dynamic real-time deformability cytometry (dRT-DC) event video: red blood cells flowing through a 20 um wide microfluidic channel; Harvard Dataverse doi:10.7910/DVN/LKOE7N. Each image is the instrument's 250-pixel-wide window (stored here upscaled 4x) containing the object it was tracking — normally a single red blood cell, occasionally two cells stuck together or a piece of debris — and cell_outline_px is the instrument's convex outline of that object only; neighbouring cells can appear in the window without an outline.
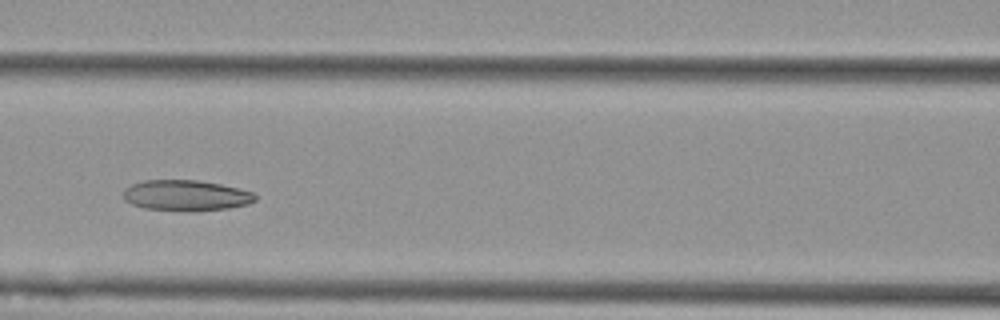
{"species": "Egyptian fruit bat (a non-hibernating species)", "species_latin": "Rousettus aegyptiacus", "temperature_condition": "cold", "stored_images_in_passage": 7, "segment_of_instrument_passage": [1, 2], "camera_frame_rate_fps": 3000, "um_per_image_px": 0.085, "animal": {"sex": "female"}, "frame": {"image": 1, "passage_image": 3, "time_ms": 0.667, "image_size_px": [1000, 320], "cell_outline_px": [[256, 200], [248, 204], [228, 208], [144, 208], [132, 204], [124, 200], [124, 188], [132, 184], [144, 180], [196, 180], [220, 184], [252, 192], [256, 196]], "centroid_in_image_um": [15.78, 16.56], "position_along_channel_um": 150.8, "area_um2": 22.43}}
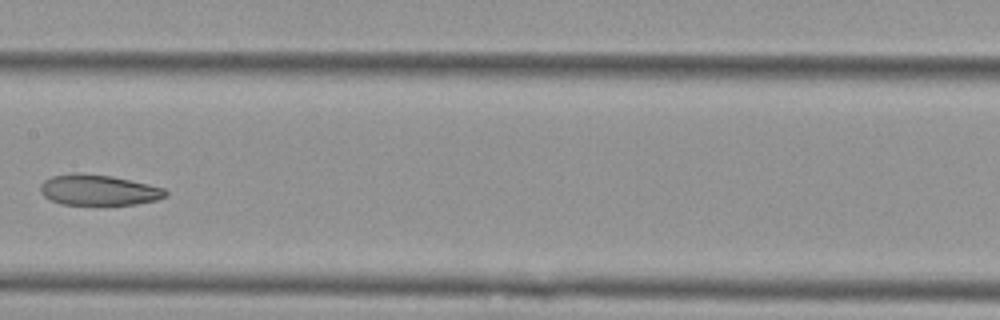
{"frame": {"image": 2, "passage_image": 4, "time_ms": 1.0, "image_size_px": [1000, 320], "cell_outline_px": [[168, 196], [156, 200], [136, 204], [60, 204], [44, 196], [40, 192], [40, 184], [44, 180], [52, 176], [76, 172], [112, 176], [148, 184], [164, 188], [168, 192]], "centroid_in_image_um": [8.37, 16.14], "position_along_channel_um": 199.0, "area_um2": 22.31}}
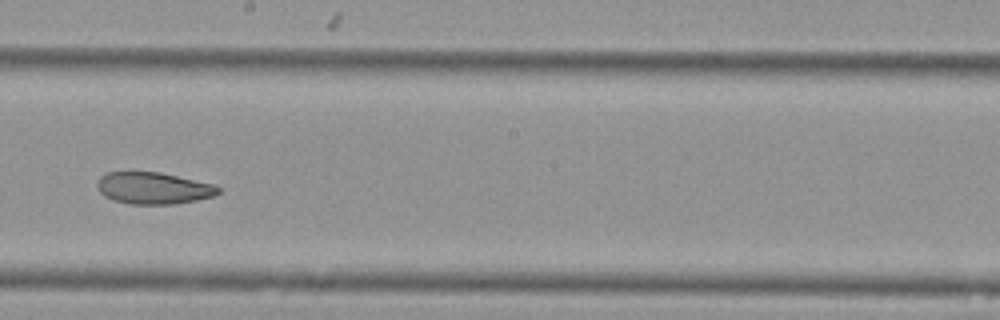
{"frame": {"image": 3, "passage_image": 5, "time_ms": 1.333, "image_size_px": [1000, 320], "cell_outline_px": [[220, 192], [216, 196], [196, 200], [172, 204], [128, 204], [112, 200], [104, 196], [96, 188], [96, 184], [100, 176], [108, 172], [160, 172], [216, 184], [220, 188]], "centroid_in_image_um": [13.05, 15.99], "position_along_channel_um": 235.2, "area_um2": 22.72}}